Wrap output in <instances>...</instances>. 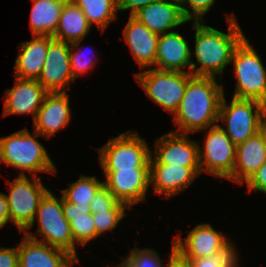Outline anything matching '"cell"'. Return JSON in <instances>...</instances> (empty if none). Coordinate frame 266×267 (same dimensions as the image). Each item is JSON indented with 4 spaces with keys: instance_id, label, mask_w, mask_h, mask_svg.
<instances>
[{
    "instance_id": "6da1fadb",
    "label": "cell",
    "mask_w": 266,
    "mask_h": 267,
    "mask_svg": "<svg viewBox=\"0 0 266 267\" xmlns=\"http://www.w3.org/2000/svg\"><path fill=\"white\" fill-rule=\"evenodd\" d=\"M228 33H224L204 22H193L195 30L194 57L191 61L193 76L216 77L223 80L222 75L230 65L234 50L245 38L235 14H227ZM199 66L196 68V65Z\"/></svg>"
},
{
    "instance_id": "7a4b0ae2",
    "label": "cell",
    "mask_w": 266,
    "mask_h": 267,
    "mask_svg": "<svg viewBox=\"0 0 266 267\" xmlns=\"http://www.w3.org/2000/svg\"><path fill=\"white\" fill-rule=\"evenodd\" d=\"M223 86L219 78L193 76L173 117L178 129L172 132L189 134L217 125Z\"/></svg>"
},
{
    "instance_id": "3957f363",
    "label": "cell",
    "mask_w": 266,
    "mask_h": 267,
    "mask_svg": "<svg viewBox=\"0 0 266 267\" xmlns=\"http://www.w3.org/2000/svg\"><path fill=\"white\" fill-rule=\"evenodd\" d=\"M34 134V135H33ZM27 128L16 131L11 135L0 137V162L20 170L26 176H38L37 173L56 174V166L51 160L47 149L38 141L42 135Z\"/></svg>"
},
{
    "instance_id": "277c9868",
    "label": "cell",
    "mask_w": 266,
    "mask_h": 267,
    "mask_svg": "<svg viewBox=\"0 0 266 267\" xmlns=\"http://www.w3.org/2000/svg\"><path fill=\"white\" fill-rule=\"evenodd\" d=\"M38 221V228L34 234L30 229ZM26 236L44 242L50 246L62 249L72 255L76 260V243L74 242L70 223L63 213V197L55 196L48 190L40 200L34 222L23 232ZM42 237L38 239V236Z\"/></svg>"
},
{
    "instance_id": "5b68a950",
    "label": "cell",
    "mask_w": 266,
    "mask_h": 267,
    "mask_svg": "<svg viewBox=\"0 0 266 267\" xmlns=\"http://www.w3.org/2000/svg\"><path fill=\"white\" fill-rule=\"evenodd\" d=\"M97 150L103 171L150 170L151 148L138 132H123Z\"/></svg>"
},
{
    "instance_id": "8992f818",
    "label": "cell",
    "mask_w": 266,
    "mask_h": 267,
    "mask_svg": "<svg viewBox=\"0 0 266 267\" xmlns=\"http://www.w3.org/2000/svg\"><path fill=\"white\" fill-rule=\"evenodd\" d=\"M253 47L245 37L234 50L231 61L236 77L233 97L257 100L266 105V68Z\"/></svg>"
},
{
    "instance_id": "52a82bcc",
    "label": "cell",
    "mask_w": 266,
    "mask_h": 267,
    "mask_svg": "<svg viewBox=\"0 0 266 267\" xmlns=\"http://www.w3.org/2000/svg\"><path fill=\"white\" fill-rule=\"evenodd\" d=\"M145 94L174 116L185 94L192 73L148 68L133 74Z\"/></svg>"
},
{
    "instance_id": "ba28073f",
    "label": "cell",
    "mask_w": 266,
    "mask_h": 267,
    "mask_svg": "<svg viewBox=\"0 0 266 267\" xmlns=\"http://www.w3.org/2000/svg\"><path fill=\"white\" fill-rule=\"evenodd\" d=\"M225 94L222 96L218 121L225 126L218 125L237 146L258 133L262 116L266 113V105L252 99L232 97L229 105Z\"/></svg>"
},
{
    "instance_id": "9c48e42d",
    "label": "cell",
    "mask_w": 266,
    "mask_h": 267,
    "mask_svg": "<svg viewBox=\"0 0 266 267\" xmlns=\"http://www.w3.org/2000/svg\"><path fill=\"white\" fill-rule=\"evenodd\" d=\"M7 183L10 221L22 234L34 222L40 200L49 189L43 185L39 176H31L29 179L27 175H17L13 181L8 179Z\"/></svg>"
},
{
    "instance_id": "30bf717a",
    "label": "cell",
    "mask_w": 266,
    "mask_h": 267,
    "mask_svg": "<svg viewBox=\"0 0 266 267\" xmlns=\"http://www.w3.org/2000/svg\"><path fill=\"white\" fill-rule=\"evenodd\" d=\"M201 131L207 132L202 147L198 145L201 174L228 179L234 171L237 146L218 124Z\"/></svg>"
},
{
    "instance_id": "8fae6325",
    "label": "cell",
    "mask_w": 266,
    "mask_h": 267,
    "mask_svg": "<svg viewBox=\"0 0 266 267\" xmlns=\"http://www.w3.org/2000/svg\"><path fill=\"white\" fill-rule=\"evenodd\" d=\"M150 164H171L182 167H200L198 141L189 134L169 131L155 140Z\"/></svg>"
},
{
    "instance_id": "7c38bea8",
    "label": "cell",
    "mask_w": 266,
    "mask_h": 267,
    "mask_svg": "<svg viewBox=\"0 0 266 267\" xmlns=\"http://www.w3.org/2000/svg\"><path fill=\"white\" fill-rule=\"evenodd\" d=\"M38 82L48 93L66 92L72 77L70 66V43L53 39L49 43L46 59Z\"/></svg>"
},
{
    "instance_id": "4fadbf2b",
    "label": "cell",
    "mask_w": 266,
    "mask_h": 267,
    "mask_svg": "<svg viewBox=\"0 0 266 267\" xmlns=\"http://www.w3.org/2000/svg\"><path fill=\"white\" fill-rule=\"evenodd\" d=\"M104 186L130 210L139 202L147 201L150 170L103 171Z\"/></svg>"
},
{
    "instance_id": "5bb4252c",
    "label": "cell",
    "mask_w": 266,
    "mask_h": 267,
    "mask_svg": "<svg viewBox=\"0 0 266 267\" xmlns=\"http://www.w3.org/2000/svg\"><path fill=\"white\" fill-rule=\"evenodd\" d=\"M229 240L227 235L215 230L210 223L203 222L189 231L184 240L180 232L173 238L175 250L185 259L208 257L218 252Z\"/></svg>"
},
{
    "instance_id": "9a60e30c",
    "label": "cell",
    "mask_w": 266,
    "mask_h": 267,
    "mask_svg": "<svg viewBox=\"0 0 266 267\" xmlns=\"http://www.w3.org/2000/svg\"><path fill=\"white\" fill-rule=\"evenodd\" d=\"M201 175V167L150 164V186L153 194L163 195L162 199L183 192Z\"/></svg>"
},
{
    "instance_id": "2e32d148",
    "label": "cell",
    "mask_w": 266,
    "mask_h": 267,
    "mask_svg": "<svg viewBox=\"0 0 266 267\" xmlns=\"http://www.w3.org/2000/svg\"><path fill=\"white\" fill-rule=\"evenodd\" d=\"M15 78L13 88L6 89L3 96V117L16 115H32L35 120L37 111L48 93L36 79Z\"/></svg>"
},
{
    "instance_id": "e0dca14e",
    "label": "cell",
    "mask_w": 266,
    "mask_h": 267,
    "mask_svg": "<svg viewBox=\"0 0 266 267\" xmlns=\"http://www.w3.org/2000/svg\"><path fill=\"white\" fill-rule=\"evenodd\" d=\"M67 92L47 93L33 121V129L50 139L71 121V107Z\"/></svg>"
},
{
    "instance_id": "ac0fdd59",
    "label": "cell",
    "mask_w": 266,
    "mask_h": 267,
    "mask_svg": "<svg viewBox=\"0 0 266 267\" xmlns=\"http://www.w3.org/2000/svg\"><path fill=\"white\" fill-rule=\"evenodd\" d=\"M132 16L158 35L173 32V28L188 23L177 0L154 1Z\"/></svg>"
},
{
    "instance_id": "d6986e66",
    "label": "cell",
    "mask_w": 266,
    "mask_h": 267,
    "mask_svg": "<svg viewBox=\"0 0 266 267\" xmlns=\"http://www.w3.org/2000/svg\"><path fill=\"white\" fill-rule=\"evenodd\" d=\"M19 267H69L76 259L68 252L25 234L18 245Z\"/></svg>"
},
{
    "instance_id": "ffe728a7",
    "label": "cell",
    "mask_w": 266,
    "mask_h": 267,
    "mask_svg": "<svg viewBox=\"0 0 266 267\" xmlns=\"http://www.w3.org/2000/svg\"><path fill=\"white\" fill-rule=\"evenodd\" d=\"M190 44L176 30L159 35L157 56L153 68L159 70L180 71L191 73L192 55ZM187 67L189 71L184 70Z\"/></svg>"
},
{
    "instance_id": "44dd1931",
    "label": "cell",
    "mask_w": 266,
    "mask_h": 267,
    "mask_svg": "<svg viewBox=\"0 0 266 267\" xmlns=\"http://www.w3.org/2000/svg\"><path fill=\"white\" fill-rule=\"evenodd\" d=\"M123 38L141 69L155 66L159 38L157 33L150 31L133 16H129L123 29Z\"/></svg>"
},
{
    "instance_id": "7402d4cb",
    "label": "cell",
    "mask_w": 266,
    "mask_h": 267,
    "mask_svg": "<svg viewBox=\"0 0 266 267\" xmlns=\"http://www.w3.org/2000/svg\"><path fill=\"white\" fill-rule=\"evenodd\" d=\"M33 39L21 42L13 67L14 77L38 79L46 59L52 36L33 35Z\"/></svg>"
},
{
    "instance_id": "603a6c76",
    "label": "cell",
    "mask_w": 266,
    "mask_h": 267,
    "mask_svg": "<svg viewBox=\"0 0 266 267\" xmlns=\"http://www.w3.org/2000/svg\"><path fill=\"white\" fill-rule=\"evenodd\" d=\"M265 162L266 147L257 133L237 145L234 171L228 180L244 185Z\"/></svg>"
},
{
    "instance_id": "cb8c5ba5",
    "label": "cell",
    "mask_w": 266,
    "mask_h": 267,
    "mask_svg": "<svg viewBox=\"0 0 266 267\" xmlns=\"http://www.w3.org/2000/svg\"><path fill=\"white\" fill-rule=\"evenodd\" d=\"M84 12L72 1L63 6L53 38L68 43L84 40L91 31Z\"/></svg>"
},
{
    "instance_id": "d4e9b609",
    "label": "cell",
    "mask_w": 266,
    "mask_h": 267,
    "mask_svg": "<svg viewBox=\"0 0 266 267\" xmlns=\"http://www.w3.org/2000/svg\"><path fill=\"white\" fill-rule=\"evenodd\" d=\"M30 11V30L33 35L52 36L67 0H32Z\"/></svg>"
},
{
    "instance_id": "484cf974",
    "label": "cell",
    "mask_w": 266,
    "mask_h": 267,
    "mask_svg": "<svg viewBox=\"0 0 266 267\" xmlns=\"http://www.w3.org/2000/svg\"><path fill=\"white\" fill-rule=\"evenodd\" d=\"M63 213L70 223L74 242L85 246L96 238V227L90 207L75 206L63 199Z\"/></svg>"
},
{
    "instance_id": "4316f807",
    "label": "cell",
    "mask_w": 266,
    "mask_h": 267,
    "mask_svg": "<svg viewBox=\"0 0 266 267\" xmlns=\"http://www.w3.org/2000/svg\"><path fill=\"white\" fill-rule=\"evenodd\" d=\"M83 12L89 25H96L100 32L118 19L117 0H72Z\"/></svg>"
},
{
    "instance_id": "83f0119b",
    "label": "cell",
    "mask_w": 266,
    "mask_h": 267,
    "mask_svg": "<svg viewBox=\"0 0 266 267\" xmlns=\"http://www.w3.org/2000/svg\"><path fill=\"white\" fill-rule=\"evenodd\" d=\"M104 186L96 176L81 174L78 180L69 183V187L62 189L61 194L65 201L75 206L89 207L90 202L97 192Z\"/></svg>"
},
{
    "instance_id": "f1b7e54d",
    "label": "cell",
    "mask_w": 266,
    "mask_h": 267,
    "mask_svg": "<svg viewBox=\"0 0 266 267\" xmlns=\"http://www.w3.org/2000/svg\"><path fill=\"white\" fill-rule=\"evenodd\" d=\"M232 242L229 240L218 252L208 257L187 260L191 267H239V253Z\"/></svg>"
},
{
    "instance_id": "f546056e",
    "label": "cell",
    "mask_w": 266,
    "mask_h": 267,
    "mask_svg": "<svg viewBox=\"0 0 266 267\" xmlns=\"http://www.w3.org/2000/svg\"><path fill=\"white\" fill-rule=\"evenodd\" d=\"M126 209L130 208L118 201L109 211L93 213L92 218L96 227V239L107 231H114L120 221L127 215Z\"/></svg>"
},
{
    "instance_id": "4dcf8cb0",
    "label": "cell",
    "mask_w": 266,
    "mask_h": 267,
    "mask_svg": "<svg viewBox=\"0 0 266 267\" xmlns=\"http://www.w3.org/2000/svg\"><path fill=\"white\" fill-rule=\"evenodd\" d=\"M82 41L83 40H79V41L70 43L71 74L75 80L79 77V75L83 76V74L85 75L87 72H89L90 69H93V67L95 66V63L99 61L98 59H96L98 58V55L96 56L94 55L95 58L93 59L90 56L87 57V55L84 54L87 50H84L85 48L83 49L81 47L80 44L82 43ZM90 50L93 53L92 47L90 48Z\"/></svg>"
},
{
    "instance_id": "1f68e13d",
    "label": "cell",
    "mask_w": 266,
    "mask_h": 267,
    "mask_svg": "<svg viewBox=\"0 0 266 267\" xmlns=\"http://www.w3.org/2000/svg\"><path fill=\"white\" fill-rule=\"evenodd\" d=\"M124 259L125 267H165L160 254L153 248L134 247Z\"/></svg>"
},
{
    "instance_id": "d6a6232c",
    "label": "cell",
    "mask_w": 266,
    "mask_h": 267,
    "mask_svg": "<svg viewBox=\"0 0 266 267\" xmlns=\"http://www.w3.org/2000/svg\"><path fill=\"white\" fill-rule=\"evenodd\" d=\"M182 14L188 22H204V16L209 13L216 0H177ZM191 10V11H190Z\"/></svg>"
},
{
    "instance_id": "836d02e7",
    "label": "cell",
    "mask_w": 266,
    "mask_h": 267,
    "mask_svg": "<svg viewBox=\"0 0 266 267\" xmlns=\"http://www.w3.org/2000/svg\"><path fill=\"white\" fill-rule=\"evenodd\" d=\"M117 202L115 196L103 186L94 196L89 207L93 214L99 211H109Z\"/></svg>"
},
{
    "instance_id": "e575fe53",
    "label": "cell",
    "mask_w": 266,
    "mask_h": 267,
    "mask_svg": "<svg viewBox=\"0 0 266 267\" xmlns=\"http://www.w3.org/2000/svg\"><path fill=\"white\" fill-rule=\"evenodd\" d=\"M248 192L253 190L266 194V162L246 182Z\"/></svg>"
},
{
    "instance_id": "d590c367",
    "label": "cell",
    "mask_w": 266,
    "mask_h": 267,
    "mask_svg": "<svg viewBox=\"0 0 266 267\" xmlns=\"http://www.w3.org/2000/svg\"><path fill=\"white\" fill-rule=\"evenodd\" d=\"M0 267H19L18 245L13 248L0 247Z\"/></svg>"
},
{
    "instance_id": "8d00e7d4",
    "label": "cell",
    "mask_w": 266,
    "mask_h": 267,
    "mask_svg": "<svg viewBox=\"0 0 266 267\" xmlns=\"http://www.w3.org/2000/svg\"><path fill=\"white\" fill-rule=\"evenodd\" d=\"M154 1L157 0H117V9L118 12L130 10V16H132L138 10L150 3H153Z\"/></svg>"
},
{
    "instance_id": "74e56055",
    "label": "cell",
    "mask_w": 266,
    "mask_h": 267,
    "mask_svg": "<svg viewBox=\"0 0 266 267\" xmlns=\"http://www.w3.org/2000/svg\"><path fill=\"white\" fill-rule=\"evenodd\" d=\"M170 258L166 261L165 267H191L187 259L183 258L176 250L174 241L172 240V247Z\"/></svg>"
},
{
    "instance_id": "f35d334b",
    "label": "cell",
    "mask_w": 266,
    "mask_h": 267,
    "mask_svg": "<svg viewBox=\"0 0 266 267\" xmlns=\"http://www.w3.org/2000/svg\"><path fill=\"white\" fill-rule=\"evenodd\" d=\"M10 222L6 194L0 192V229Z\"/></svg>"
},
{
    "instance_id": "ab89813d",
    "label": "cell",
    "mask_w": 266,
    "mask_h": 267,
    "mask_svg": "<svg viewBox=\"0 0 266 267\" xmlns=\"http://www.w3.org/2000/svg\"><path fill=\"white\" fill-rule=\"evenodd\" d=\"M258 133L261 136L263 144L266 147V113L262 116L260 120Z\"/></svg>"
},
{
    "instance_id": "60d3db41",
    "label": "cell",
    "mask_w": 266,
    "mask_h": 267,
    "mask_svg": "<svg viewBox=\"0 0 266 267\" xmlns=\"http://www.w3.org/2000/svg\"><path fill=\"white\" fill-rule=\"evenodd\" d=\"M110 267V266H109ZM112 267V266H111ZM116 267V266H115ZM117 267H125V259L122 258L121 262L117 264Z\"/></svg>"
},
{
    "instance_id": "b9f144b4",
    "label": "cell",
    "mask_w": 266,
    "mask_h": 267,
    "mask_svg": "<svg viewBox=\"0 0 266 267\" xmlns=\"http://www.w3.org/2000/svg\"><path fill=\"white\" fill-rule=\"evenodd\" d=\"M77 263H80V260H75L69 267H73V264H77Z\"/></svg>"
}]
</instances>
